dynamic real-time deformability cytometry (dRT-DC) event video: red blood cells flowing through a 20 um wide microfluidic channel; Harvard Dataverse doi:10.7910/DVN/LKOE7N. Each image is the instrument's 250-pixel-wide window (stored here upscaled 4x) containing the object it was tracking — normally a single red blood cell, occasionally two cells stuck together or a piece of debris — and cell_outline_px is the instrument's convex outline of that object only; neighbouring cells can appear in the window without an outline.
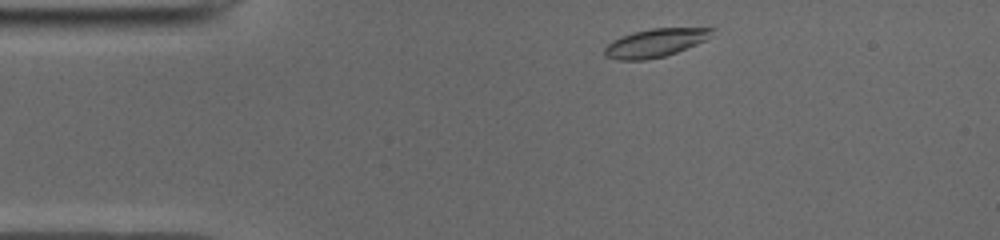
{"species": "common noctule bat (a hibernating species)", "species_latin": "Nyctalus noctula", "temperature_condition": "cold", "stored_images_in_passage": 44, "camera_frame_rate_fps": 3000, "um_per_image_px": 0.085, "animal": {"sex": "male", "body_mass_g": 19.0, "forearm_length_mm": 50.8}, "frame": {"image": 1, "passage_image": 2, "time_ms": 0.333, "image_size_px": [1000, 240], "cell_outline_px": [[716, 28], [712, 36], [696, 44], [676, 52], [664, 56], [644, 60], [616, 60], [604, 56], [604, 48], [612, 40], [636, 32], [652, 28]], "centroid_in_image_um": [55.69, 3.65], "position_along_channel_um": 29.3, "area_um2": 17.51}}
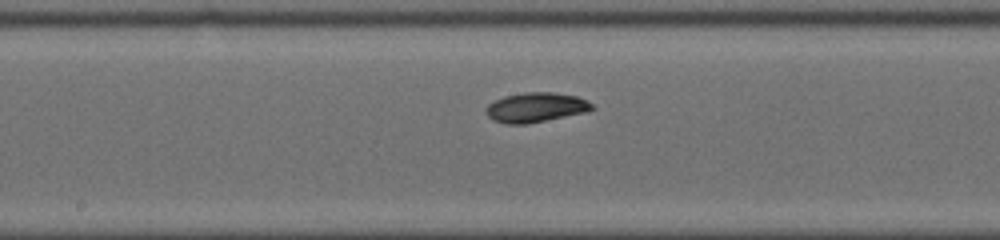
{"frame": {"image": 2, "passage_image": 19, "time_ms": 6.0, "image_size_px": [1000, 240], "cell_outline_px": [[596, 108], [584, 112], [524, 124], [504, 124], [492, 120], [484, 112], [484, 108], [488, 104], [504, 96], [524, 92], [552, 92], [576, 96], [588, 100]], "centroid_in_image_um": [45.49, 9.12], "position_along_channel_um": 202.7, "area_um2": 18.26}}
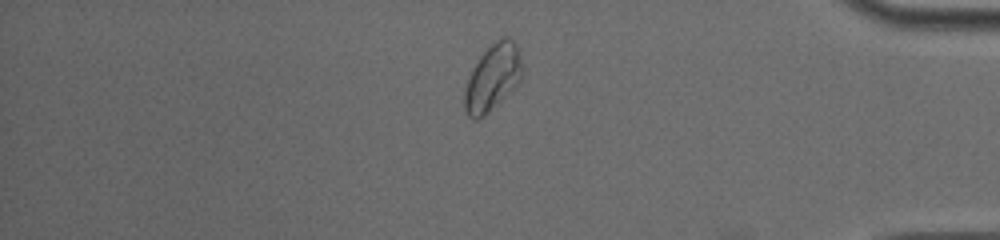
{"frame": {"image": 3, "passage_image": 36, "time_ms": 11.667, "image_size_px": [1000, 240], "cell_outline_px": [[524, 72], [520, 80], [500, 100], [476, 120], [468, 116], [464, 108], [464, 92], [472, 68], [480, 56], [496, 40], [504, 36], [508, 36], [516, 44], [520, 52], [524, 68]], "centroid_in_image_um": [41.89, 6.53], "position_along_channel_um": 393.3, "area_um2": 21.91}, "authors_computed_cell_mechanics": {"area_um2": 18.1203, "velocity_mm_per_s": 3.9082, "shape_relaxation_time_tau1_ms": 3.6675, "shape_relaxation_time_tau2_ms": null, "deformation_change_tau1": 0.0981, "deformation_change_tau2": null}}